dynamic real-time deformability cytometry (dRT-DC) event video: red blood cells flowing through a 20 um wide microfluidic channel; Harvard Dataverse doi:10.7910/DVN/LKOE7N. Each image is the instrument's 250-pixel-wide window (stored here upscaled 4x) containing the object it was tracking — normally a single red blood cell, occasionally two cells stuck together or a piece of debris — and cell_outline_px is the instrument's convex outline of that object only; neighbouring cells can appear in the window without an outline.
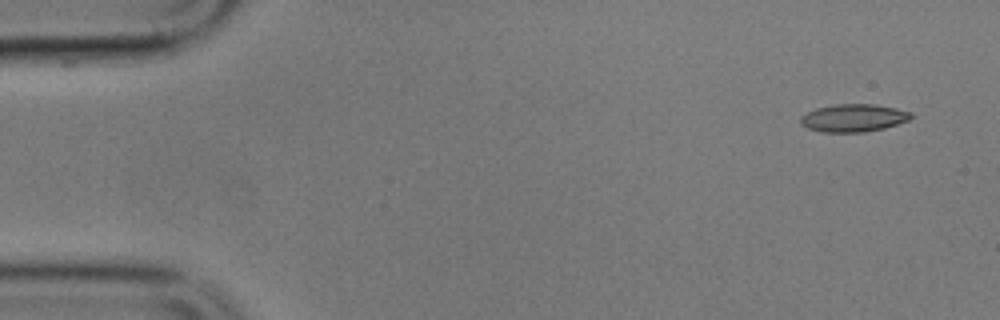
{"species": "common noctule bat (a hibernating species)", "species_latin": "Nyctalus noctula", "temperature_condition": "cold", "stored_images_in_passage": 14, "camera_frame_rate_fps": 3000, "um_per_image_px": 0.085, "animal": {"sex": "male", "body_mass_g": 17.9}, "frame": {"image": 1, "passage_image": 1, "time_ms": 0.0, "image_size_px": [1000, 320], "cell_outline_px": [[912, 116], [908, 120], [884, 128], [864, 132], [820, 132], [808, 128], [800, 124], [800, 116], [816, 108], [836, 104], [872, 104], [896, 108], [912, 112]], "centroid_in_image_um": [72.52, 10.02], "position_along_channel_um": 12.5, "area_um2": 17.8}}
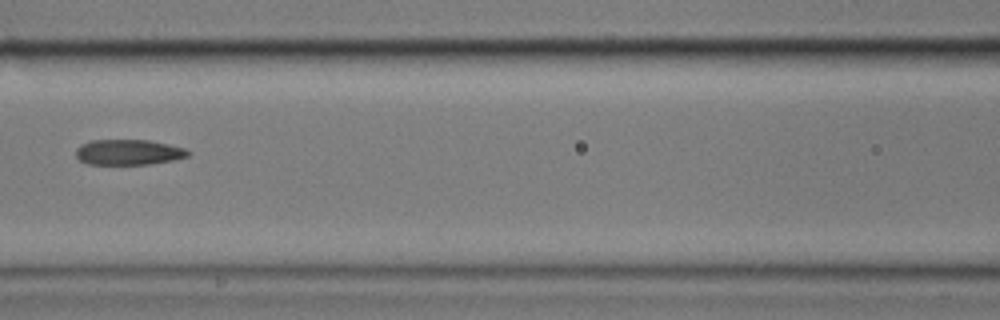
{"frame": {"image": 2, "passage_image": 6, "time_ms": 7.333, "image_size_px": [1000, 320], "cell_outline_px": [[192, 152], [188, 156], [176, 160], [152, 164], [88, 164], [80, 160], [76, 156], [76, 148], [80, 144], [92, 140], [148, 140], [168, 144], [184, 148]], "centroid_in_image_um": [10.94, 12.94], "position_along_channel_um": 155.7, "area_um2": 16.76}}
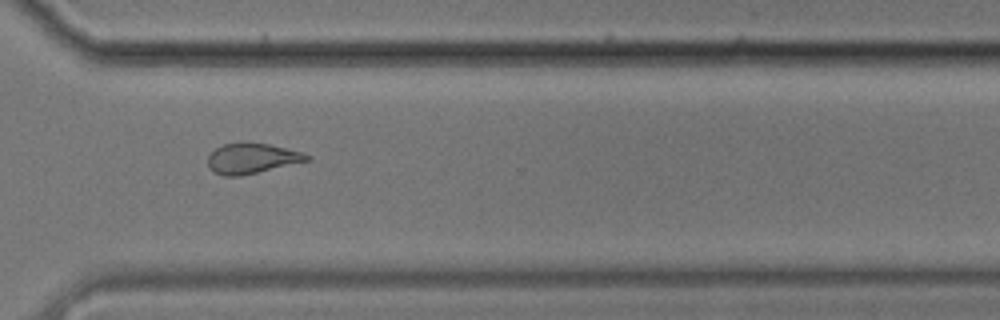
{"frame": {"image": 3, "passage_image": 11, "time_ms": 13.0, "image_size_px": [1000, 320], "cell_outline_px": [[312, 160], [240, 176], [224, 176], [212, 172], [208, 164], [208, 156], [216, 148], [224, 144], [268, 144], [300, 152], [308, 156]], "centroid_in_image_um": [21.38, 13.5], "position_along_channel_um": 349.2, "area_um2": 16.99}, "authors_computed_cell_mechanics": {"area_um2": 17.5134, "velocity_mm_per_s": 3.4325, "shape_relaxation_time_tau1_ms": null, "shape_relaxation_time_tau2_ms": 5.6435, "deformation_change_tau1": null, "deformation_change_tau2": 0.1306}}